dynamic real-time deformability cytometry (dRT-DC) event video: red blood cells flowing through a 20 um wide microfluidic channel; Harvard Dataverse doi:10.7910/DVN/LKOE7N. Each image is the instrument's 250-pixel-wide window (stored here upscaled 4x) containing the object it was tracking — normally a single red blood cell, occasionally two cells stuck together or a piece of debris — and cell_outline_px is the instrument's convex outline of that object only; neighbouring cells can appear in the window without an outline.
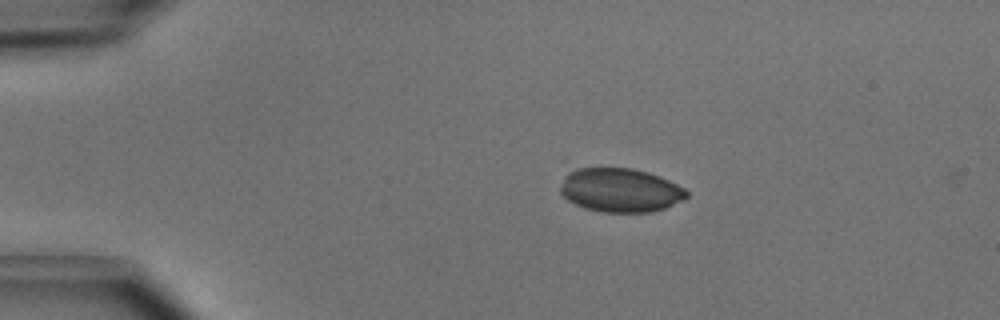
{"species": "common noctule bat (a hibernating species)", "species_latin": "Nyctalus noctula", "temperature_condition": "cold", "stored_images_in_passage": 4, "camera_frame_rate_fps": 3000, "um_per_image_px": 0.085, "animal": {"sex": "male", "body_mass_g": 15.6}, "frame": {"image": 1, "passage_image": 1, "time_ms": 0.0, "image_size_px": [1000, 320], "cell_outline_px": [[688, 196], [684, 200], [664, 208], [652, 212], [600, 212], [584, 208], [568, 200], [560, 192], [560, 188], [564, 176], [568, 172], [576, 168], [632, 168], [648, 172], [660, 176], [684, 188], [688, 192]], "centroid_in_image_um": [52.72, 16.16], "position_along_channel_um": 32.3, "area_um2": 32.37}}